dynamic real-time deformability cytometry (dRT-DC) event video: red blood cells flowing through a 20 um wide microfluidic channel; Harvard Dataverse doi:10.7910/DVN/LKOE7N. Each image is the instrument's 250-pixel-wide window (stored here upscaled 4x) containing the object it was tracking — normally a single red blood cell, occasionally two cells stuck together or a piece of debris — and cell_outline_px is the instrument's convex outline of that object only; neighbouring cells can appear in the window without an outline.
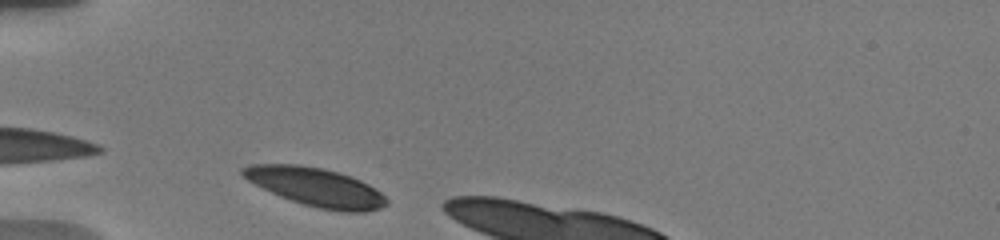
{"species": "human", "species_latin": "Homo sapiens", "temperature_condition": "warm", "stored_images_in_passage": 2, "camera_frame_rate_fps": 3000, "um_per_image_px": 0.085, "donor": {"sex": "male"}, "frame": {"image": 1, "passage_image": 1, "time_ms": 0.0, "image_size_px": [1000, 240], "cell_outline_px": [[388, 204], [380, 208], [364, 212], [340, 212], [320, 208], [304, 204], [280, 196], [248, 180], [240, 172], [240, 168], [252, 164], [300, 164], [324, 168], [352, 176], [368, 184], [380, 192], [388, 200]], "centroid_in_image_um": [26.87, 15.89], "position_along_channel_um": 58.1, "area_um2": 32.14}}